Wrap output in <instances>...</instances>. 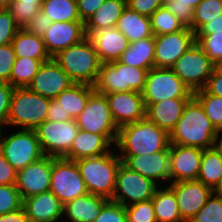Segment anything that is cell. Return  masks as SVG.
I'll use <instances>...</instances> for the list:
<instances>
[{"label": "cell", "mask_w": 222, "mask_h": 222, "mask_svg": "<svg viewBox=\"0 0 222 222\" xmlns=\"http://www.w3.org/2000/svg\"><path fill=\"white\" fill-rule=\"evenodd\" d=\"M88 37L102 64L118 61L130 44L127 37L116 27L102 28Z\"/></svg>", "instance_id": "cell-22"}, {"label": "cell", "mask_w": 222, "mask_h": 222, "mask_svg": "<svg viewBox=\"0 0 222 222\" xmlns=\"http://www.w3.org/2000/svg\"><path fill=\"white\" fill-rule=\"evenodd\" d=\"M174 191L181 217L189 222L206 204L213 190L197 180L169 183Z\"/></svg>", "instance_id": "cell-18"}, {"label": "cell", "mask_w": 222, "mask_h": 222, "mask_svg": "<svg viewBox=\"0 0 222 222\" xmlns=\"http://www.w3.org/2000/svg\"><path fill=\"white\" fill-rule=\"evenodd\" d=\"M115 151L112 149L104 155L76 161L88 193L112 199L117 170L122 163Z\"/></svg>", "instance_id": "cell-4"}, {"label": "cell", "mask_w": 222, "mask_h": 222, "mask_svg": "<svg viewBox=\"0 0 222 222\" xmlns=\"http://www.w3.org/2000/svg\"><path fill=\"white\" fill-rule=\"evenodd\" d=\"M218 131L193 96L170 133V144L208 149L216 146Z\"/></svg>", "instance_id": "cell-1"}, {"label": "cell", "mask_w": 222, "mask_h": 222, "mask_svg": "<svg viewBox=\"0 0 222 222\" xmlns=\"http://www.w3.org/2000/svg\"><path fill=\"white\" fill-rule=\"evenodd\" d=\"M150 21L154 36L176 33L185 28L178 18L164 6L158 8L150 16Z\"/></svg>", "instance_id": "cell-36"}, {"label": "cell", "mask_w": 222, "mask_h": 222, "mask_svg": "<svg viewBox=\"0 0 222 222\" xmlns=\"http://www.w3.org/2000/svg\"><path fill=\"white\" fill-rule=\"evenodd\" d=\"M126 7V0H106L84 24L86 36L102 28L116 27L118 19Z\"/></svg>", "instance_id": "cell-27"}, {"label": "cell", "mask_w": 222, "mask_h": 222, "mask_svg": "<svg viewBox=\"0 0 222 222\" xmlns=\"http://www.w3.org/2000/svg\"><path fill=\"white\" fill-rule=\"evenodd\" d=\"M191 98H166L157 103H144L145 117L169 134L183 114Z\"/></svg>", "instance_id": "cell-24"}, {"label": "cell", "mask_w": 222, "mask_h": 222, "mask_svg": "<svg viewBox=\"0 0 222 222\" xmlns=\"http://www.w3.org/2000/svg\"><path fill=\"white\" fill-rule=\"evenodd\" d=\"M157 222H184L174 191L167 185L158 187L152 197Z\"/></svg>", "instance_id": "cell-31"}, {"label": "cell", "mask_w": 222, "mask_h": 222, "mask_svg": "<svg viewBox=\"0 0 222 222\" xmlns=\"http://www.w3.org/2000/svg\"><path fill=\"white\" fill-rule=\"evenodd\" d=\"M51 23L52 21L40 11L28 22L24 30L32 35L43 37Z\"/></svg>", "instance_id": "cell-49"}, {"label": "cell", "mask_w": 222, "mask_h": 222, "mask_svg": "<svg viewBox=\"0 0 222 222\" xmlns=\"http://www.w3.org/2000/svg\"><path fill=\"white\" fill-rule=\"evenodd\" d=\"M113 146L104 135L79 129L69 153L64 158L77 161L83 158L97 157L110 152Z\"/></svg>", "instance_id": "cell-25"}, {"label": "cell", "mask_w": 222, "mask_h": 222, "mask_svg": "<svg viewBox=\"0 0 222 222\" xmlns=\"http://www.w3.org/2000/svg\"><path fill=\"white\" fill-rule=\"evenodd\" d=\"M122 163L130 170L153 180L160 186L161 182L170 183L169 147L154 154L118 155ZM168 181V182H167Z\"/></svg>", "instance_id": "cell-16"}, {"label": "cell", "mask_w": 222, "mask_h": 222, "mask_svg": "<svg viewBox=\"0 0 222 222\" xmlns=\"http://www.w3.org/2000/svg\"><path fill=\"white\" fill-rule=\"evenodd\" d=\"M41 11L52 22H82L76 0H43Z\"/></svg>", "instance_id": "cell-34"}, {"label": "cell", "mask_w": 222, "mask_h": 222, "mask_svg": "<svg viewBox=\"0 0 222 222\" xmlns=\"http://www.w3.org/2000/svg\"><path fill=\"white\" fill-rule=\"evenodd\" d=\"M86 37L83 22H52L42 37L45 49L50 57L76 44Z\"/></svg>", "instance_id": "cell-21"}, {"label": "cell", "mask_w": 222, "mask_h": 222, "mask_svg": "<svg viewBox=\"0 0 222 222\" xmlns=\"http://www.w3.org/2000/svg\"><path fill=\"white\" fill-rule=\"evenodd\" d=\"M222 179V153L216 147L203 150L197 181L210 187L213 191Z\"/></svg>", "instance_id": "cell-33"}, {"label": "cell", "mask_w": 222, "mask_h": 222, "mask_svg": "<svg viewBox=\"0 0 222 222\" xmlns=\"http://www.w3.org/2000/svg\"><path fill=\"white\" fill-rule=\"evenodd\" d=\"M50 98L27 88H14L11 96L7 126L36 129L47 120Z\"/></svg>", "instance_id": "cell-5"}, {"label": "cell", "mask_w": 222, "mask_h": 222, "mask_svg": "<svg viewBox=\"0 0 222 222\" xmlns=\"http://www.w3.org/2000/svg\"><path fill=\"white\" fill-rule=\"evenodd\" d=\"M203 89L209 94L222 97V74L213 70Z\"/></svg>", "instance_id": "cell-54"}, {"label": "cell", "mask_w": 222, "mask_h": 222, "mask_svg": "<svg viewBox=\"0 0 222 222\" xmlns=\"http://www.w3.org/2000/svg\"><path fill=\"white\" fill-rule=\"evenodd\" d=\"M52 58L75 84L94 86L102 65L88 36Z\"/></svg>", "instance_id": "cell-3"}, {"label": "cell", "mask_w": 222, "mask_h": 222, "mask_svg": "<svg viewBox=\"0 0 222 222\" xmlns=\"http://www.w3.org/2000/svg\"><path fill=\"white\" fill-rule=\"evenodd\" d=\"M202 0H165L164 7L171 11L178 20L185 26L192 25L194 8Z\"/></svg>", "instance_id": "cell-41"}, {"label": "cell", "mask_w": 222, "mask_h": 222, "mask_svg": "<svg viewBox=\"0 0 222 222\" xmlns=\"http://www.w3.org/2000/svg\"><path fill=\"white\" fill-rule=\"evenodd\" d=\"M34 130L44 155L62 158L69 153L79 127L75 119L61 122L46 120Z\"/></svg>", "instance_id": "cell-13"}, {"label": "cell", "mask_w": 222, "mask_h": 222, "mask_svg": "<svg viewBox=\"0 0 222 222\" xmlns=\"http://www.w3.org/2000/svg\"><path fill=\"white\" fill-rule=\"evenodd\" d=\"M19 29L9 10H0V46L10 44Z\"/></svg>", "instance_id": "cell-46"}, {"label": "cell", "mask_w": 222, "mask_h": 222, "mask_svg": "<svg viewBox=\"0 0 222 222\" xmlns=\"http://www.w3.org/2000/svg\"><path fill=\"white\" fill-rule=\"evenodd\" d=\"M196 43L202 48L213 63L222 59V30L210 35H195Z\"/></svg>", "instance_id": "cell-42"}, {"label": "cell", "mask_w": 222, "mask_h": 222, "mask_svg": "<svg viewBox=\"0 0 222 222\" xmlns=\"http://www.w3.org/2000/svg\"><path fill=\"white\" fill-rule=\"evenodd\" d=\"M75 120L80 130L102 134L115 145L119 128L110 112L106 95L94 90Z\"/></svg>", "instance_id": "cell-8"}, {"label": "cell", "mask_w": 222, "mask_h": 222, "mask_svg": "<svg viewBox=\"0 0 222 222\" xmlns=\"http://www.w3.org/2000/svg\"><path fill=\"white\" fill-rule=\"evenodd\" d=\"M0 132V151L4 158L19 171L41 159L44 155L37 134L33 129H18L9 135Z\"/></svg>", "instance_id": "cell-7"}, {"label": "cell", "mask_w": 222, "mask_h": 222, "mask_svg": "<svg viewBox=\"0 0 222 222\" xmlns=\"http://www.w3.org/2000/svg\"><path fill=\"white\" fill-rule=\"evenodd\" d=\"M23 207V199L15 184L0 185V215Z\"/></svg>", "instance_id": "cell-43"}, {"label": "cell", "mask_w": 222, "mask_h": 222, "mask_svg": "<svg viewBox=\"0 0 222 222\" xmlns=\"http://www.w3.org/2000/svg\"><path fill=\"white\" fill-rule=\"evenodd\" d=\"M158 187L159 185L153 180L130 170L121 163L117 170L115 189L111 200L123 206L148 201L152 199Z\"/></svg>", "instance_id": "cell-11"}, {"label": "cell", "mask_w": 222, "mask_h": 222, "mask_svg": "<svg viewBox=\"0 0 222 222\" xmlns=\"http://www.w3.org/2000/svg\"><path fill=\"white\" fill-rule=\"evenodd\" d=\"M49 191L63 204L88 193L76 161L52 157Z\"/></svg>", "instance_id": "cell-10"}, {"label": "cell", "mask_w": 222, "mask_h": 222, "mask_svg": "<svg viewBox=\"0 0 222 222\" xmlns=\"http://www.w3.org/2000/svg\"><path fill=\"white\" fill-rule=\"evenodd\" d=\"M42 64V61L36 59L16 58L9 84L14 88H27L32 83Z\"/></svg>", "instance_id": "cell-35"}, {"label": "cell", "mask_w": 222, "mask_h": 222, "mask_svg": "<svg viewBox=\"0 0 222 222\" xmlns=\"http://www.w3.org/2000/svg\"><path fill=\"white\" fill-rule=\"evenodd\" d=\"M155 68H172L175 62L196 42L195 33L185 27L183 30L154 36Z\"/></svg>", "instance_id": "cell-14"}, {"label": "cell", "mask_w": 222, "mask_h": 222, "mask_svg": "<svg viewBox=\"0 0 222 222\" xmlns=\"http://www.w3.org/2000/svg\"><path fill=\"white\" fill-rule=\"evenodd\" d=\"M42 3L15 0L8 10L14 18L17 26L24 29L28 22L41 11Z\"/></svg>", "instance_id": "cell-40"}, {"label": "cell", "mask_w": 222, "mask_h": 222, "mask_svg": "<svg viewBox=\"0 0 222 222\" xmlns=\"http://www.w3.org/2000/svg\"><path fill=\"white\" fill-rule=\"evenodd\" d=\"M171 69L192 92H195L205 87L214 70V63L195 42Z\"/></svg>", "instance_id": "cell-9"}, {"label": "cell", "mask_w": 222, "mask_h": 222, "mask_svg": "<svg viewBox=\"0 0 222 222\" xmlns=\"http://www.w3.org/2000/svg\"><path fill=\"white\" fill-rule=\"evenodd\" d=\"M222 130L218 131L217 140H216V147L221 151L222 153Z\"/></svg>", "instance_id": "cell-57"}, {"label": "cell", "mask_w": 222, "mask_h": 222, "mask_svg": "<svg viewBox=\"0 0 222 222\" xmlns=\"http://www.w3.org/2000/svg\"><path fill=\"white\" fill-rule=\"evenodd\" d=\"M214 192H216L219 195H222V179H221L219 185L217 186V188L214 190Z\"/></svg>", "instance_id": "cell-60"}, {"label": "cell", "mask_w": 222, "mask_h": 222, "mask_svg": "<svg viewBox=\"0 0 222 222\" xmlns=\"http://www.w3.org/2000/svg\"><path fill=\"white\" fill-rule=\"evenodd\" d=\"M17 171L4 158L0 151V185L16 184Z\"/></svg>", "instance_id": "cell-52"}, {"label": "cell", "mask_w": 222, "mask_h": 222, "mask_svg": "<svg viewBox=\"0 0 222 222\" xmlns=\"http://www.w3.org/2000/svg\"><path fill=\"white\" fill-rule=\"evenodd\" d=\"M14 91L9 83L0 82V126L7 125L11 96Z\"/></svg>", "instance_id": "cell-50"}, {"label": "cell", "mask_w": 222, "mask_h": 222, "mask_svg": "<svg viewBox=\"0 0 222 222\" xmlns=\"http://www.w3.org/2000/svg\"><path fill=\"white\" fill-rule=\"evenodd\" d=\"M51 172L52 157L47 155L17 171L15 185L22 199L49 191Z\"/></svg>", "instance_id": "cell-15"}, {"label": "cell", "mask_w": 222, "mask_h": 222, "mask_svg": "<svg viewBox=\"0 0 222 222\" xmlns=\"http://www.w3.org/2000/svg\"><path fill=\"white\" fill-rule=\"evenodd\" d=\"M11 45L15 51L16 58L26 57L40 60L43 63L51 59L45 49L43 38L32 35L24 29H19L16 32Z\"/></svg>", "instance_id": "cell-30"}, {"label": "cell", "mask_w": 222, "mask_h": 222, "mask_svg": "<svg viewBox=\"0 0 222 222\" xmlns=\"http://www.w3.org/2000/svg\"><path fill=\"white\" fill-rule=\"evenodd\" d=\"M155 38H143L130 43L129 47L119 58V62L141 69L154 68Z\"/></svg>", "instance_id": "cell-28"}, {"label": "cell", "mask_w": 222, "mask_h": 222, "mask_svg": "<svg viewBox=\"0 0 222 222\" xmlns=\"http://www.w3.org/2000/svg\"><path fill=\"white\" fill-rule=\"evenodd\" d=\"M169 146L170 134L145 117L119 128L114 147L118 155H149Z\"/></svg>", "instance_id": "cell-2"}, {"label": "cell", "mask_w": 222, "mask_h": 222, "mask_svg": "<svg viewBox=\"0 0 222 222\" xmlns=\"http://www.w3.org/2000/svg\"><path fill=\"white\" fill-rule=\"evenodd\" d=\"M15 0H0V5L4 9H8V7L14 2Z\"/></svg>", "instance_id": "cell-59"}, {"label": "cell", "mask_w": 222, "mask_h": 222, "mask_svg": "<svg viewBox=\"0 0 222 222\" xmlns=\"http://www.w3.org/2000/svg\"><path fill=\"white\" fill-rule=\"evenodd\" d=\"M203 150L198 147L170 144V183L197 180Z\"/></svg>", "instance_id": "cell-17"}, {"label": "cell", "mask_w": 222, "mask_h": 222, "mask_svg": "<svg viewBox=\"0 0 222 222\" xmlns=\"http://www.w3.org/2000/svg\"><path fill=\"white\" fill-rule=\"evenodd\" d=\"M23 207L30 222L63 220L64 204L51 191L23 199Z\"/></svg>", "instance_id": "cell-23"}, {"label": "cell", "mask_w": 222, "mask_h": 222, "mask_svg": "<svg viewBox=\"0 0 222 222\" xmlns=\"http://www.w3.org/2000/svg\"><path fill=\"white\" fill-rule=\"evenodd\" d=\"M214 70L217 73L222 74V59H220L216 63H214Z\"/></svg>", "instance_id": "cell-58"}, {"label": "cell", "mask_w": 222, "mask_h": 222, "mask_svg": "<svg viewBox=\"0 0 222 222\" xmlns=\"http://www.w3.org/2000/svg\"><path fill=\"white\" fill-rule=\"evenodd\" d=\"M127 222H157L152 199L125 206Z\"/></svg>", "instance_id": "cell-44"}, {"label": "cell", "mask_w": 222, "mask_h": 222, "mask_svg": "<svg viewBox=\"0 0 222 222\" xmlns=\"http://www.w3.org/2000/svg\"><path fill=\"white\" fill-rule=\"evenodd\" d=\"M16 55L10 44L0 46V82L9 83Z\"/></svg>", "instance_id": "cell-47"}, {"label": "cell", "mask_w": 222, "mask_h": 222, "mask_svg": "<svg viewBox=\"0 0 222 222\" xmlns=\"http://www.w3.org/2000/svg\"><path fill=\"white\" fill-rule=\"evenodd\" d=\"M73 84L64 70L51 58L41 65L28 88L43 97L55 99Z\"/></svg>", "instance_id": "cell-20"}, {"label": "cell", "mask_w": 222, "mask_h": 222, "mask_svg": "<svg viewBox=\"0 0 222 222\" xmlns=\"http://www.w3.org/2000/svg\"><path fill=\"white\" fill-rule=\"evenodd\" d=\"M144 103H157L166 98H192L193 92L171 68H151L142 91Z\"/></svg>", "instance_id": "cell-12"}, {"label": "cell", "mask_w": 222, "mask_h": 222, "mask_svg": "<svg viewBox=\"0 0 222 222\" xmlns=\"http://www.w3.org/2000/svg\"><path fill=\"white\" fill-rule=\"evenodd\" d=\"M149 69L125 65L119 61L101 65L94 90L101 94L135 91L142 93Z\"/></svg>", "instance_id": "cell-6"}, {"label": "cell", "mask_w": 222, "mask_h": 222, "mask_svg": "<svg viewBox=\"0 0 222 222\" xmlns=\"http://www.w3.org/2000/svg\"><path fill=\"white\" fill-rule=\"evenodd\" d=\"M106 0H76L80 20L85 24Z\"/></svg>", "instance_id": "cell-51"}, {"label": "cell", "mask_w": 222, "mask_h": 222, "mask_svg": "<svg viewBox=\"0 0 222 222\" xmlns=\"http://www.w3.org/2000/svg\"><path fill=\"white\" fill-rule=\"evenodd\" d=\"M109 109L118 128L145 118L142 94L135 91L106 94Z\"/></svg>", "instance_id": "cell-19"}, {"label": "cell", "mask_w": 222, "mask_h": 222, "mask_svg": "<svg viewBox=\"0 0 222 222\" xmlns=\"http://www.w3.org/2000/svg\"><path fill=\"white\" fill-rule=\"evenodd\" d=\"M0 222H30L24 207L16 211L0 215Z\"/></svg>", "instance_id": "cell-55"}, {"label": "cell", "mask_w": 222, "mask_h": 222, "mask_svg": "<svg viewBox=\"0 0 222 222\" xmlns=\"http://www.w3.org/2000/svg\"><path fill=\"white\" fill-rule=\"evenodd\" d=\"M17 1H28V2H34V3H42L43 0H17Z\"/></svg>", "instance_id": "cell-61"}, {"label": "cell", "mask_w": 222, "mask_h": 222, "mask_svg": "<svg viewBox=\"0 0 222 222\" xmlns=\"http://www.w3.org/2000/svg\"><path fill=\"white\" fill-rule=\"evenodd\" d=\"M107 201V198L90 193L77 197L64 204L63 218H67L64 221L94 222Z\"/></svg>", "instance_id": "cell-26"}, {"label": "cell", "mask_w": 222, "mask_h": 222, "mask_svg": "<svg viewBox=\"0 0 222 222\" xmlns=\"http://www.w3.org/2000/svg\"><path fill=\"white\" fill-rule=\"evenodd\" d=\"M193 96L200 102L216 130H222V97L209 94L204 89L193 92Z\"/></svg>", "instance_id": "cell-37"}, {"label": "cell", "mask_w": 222, "mask_h": 222, "mask_svg": "<svg viewBox=\"0 0 222 222\" xmlns=\"http://www.w3.org/2000/svg\"><path fill=\"white\" fill-rule=\"evenodd\" d=\"M94 222H127L125 206L108 200Z\"/></svg>", "instance_id": "cell-45"}, {"label": "cell", "mask_w": 222, "mask_h": 222, "mask_svg": "<svg viewBox=\"0 0 222 222\" xmlns=\"http://www.w3.org/2000/svg\"><path fill=\"white\" fill-rule=\"evenodd\" d=\"M189 222H222V195L213 191L206 204Z\"/></svg>", "instance_id": "cell-39"}, {"label": "cell", "mask_w": 222, "mask_h": 222, "mask_svg": "<svg viewBox=\"0 0 222 222\" xmlns=\"http://www.w3.org/2000/svg\"><path fill=\"white\" fill-rule=\"evenodd\" d=\"M127 7L140 15L150 17L158 8L164 6L165 0H126Z\"/></svg>", "instance_id": "cell-48"}, {"label": "cell", "mask_w": 222, "mask_h": 222, "mask_svg": "<svg viewBox=\"0 0 222 222\" xmlns=\"http://www.w3.org/2000/svg\"><path fill=\"white\" fill-rule=\"evenodd\" d=\"M47 120L61 122L71 121L73 119L69 114H65L64 110L61 108V105H59L56 99H51L47 112Z\"/></svg>", "instance_id": "cell-53"}, {"label": "cell", "mask_w": 222, "mask_h": 222, "mask_svg": "<svg viewBox=\"0 0 222 222\" xmlns=\"http://www.w3.org/2000/svg\"><path fill=\"white\" fill-rule=\"evenodd\" d=\"M222 14V0H202L195 8L192 25L189 27L196 33L204 24L211 22Z\"/></svg>", "instance_id": "cell-38"}, {"label": "cell", "mask_w": 222, "mask_h": 222, "mask_svg": "<svg viewBox=\"0 0 222 222\" xmlns=\"http://www.w3.org/2000/svg\"><path fill=\"white\" fill-rule=\"evenodd\" d=\"M116 28L127 37L130 43L154 36L150 17L140 15L128 7L118 19Z\"/></svg>", "instance_id": "cell-29"}, {"label": "cell", "mask_w": 222, "mask_h": 222, "mask_svg": "<svg viewBox=\"0 0 222 222\" xmlns=\"http://www.w3.org/2000/svg\"><path fill=\"white\" fill-rule=\"evenodd\" d=\"M222 30V14L217 18L213 19L211 22L204 24L195 35H210L213 31Z\"/></svg>", "instance_id": "cell-56"}, {"label": "cell", "mask_w": 222, "mask_h": 222, "mask_svg": "<svg viewBox=\"0 0 222 222\" xmlns=\"http://www.w3.org/2000/svg\"><path fill=\"white\" fill-rule=\"evenodd\" d=\"M93 91L94 86L74 83L68 89L62 91L55 99L61 105L65 114H69L72 119H76L84 110Z\"/></svg>", "instance_id": "cell-32"}]
</instances>
